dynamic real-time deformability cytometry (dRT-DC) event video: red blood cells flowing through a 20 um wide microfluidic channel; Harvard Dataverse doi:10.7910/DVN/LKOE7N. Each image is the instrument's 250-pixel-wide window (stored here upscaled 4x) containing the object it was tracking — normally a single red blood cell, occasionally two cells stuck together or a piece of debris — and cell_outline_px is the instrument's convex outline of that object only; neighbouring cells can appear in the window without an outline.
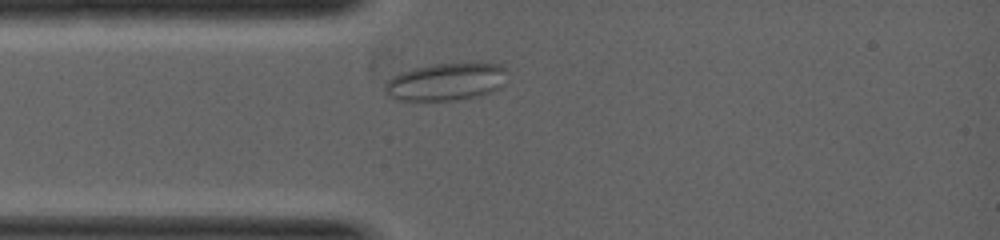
{"species": "common noctule bat (a hibernating species)", "species_latin": "Nyctalus noctula", "temperature_condition": "warm", "stored_images_in_passage": 9, "camera_frame_rate_fps": 5000, "um_per_image_px": 0.085, "animal": {"sex": "female", "body_mass_g": 19.0, "forearm_length_mm": 53.3}, "frame": {"image": 1, "passage_image": 4, "time_ms": 0.8, "image_size_px": [1000, 240], "cell_outline_px": [[504, 84], [500, 88], [492, 92], [480, 96], [456, 100], [396, 100], [388, 96], [384, 88], [384, 84], [392, 76], [412, 68], [432, 64], [500, 64], [504, 68]], "centroid_in_image_um": [37.87, 6.97], "position_along_channel_um": 47.1, "area_um2": 26.59}}
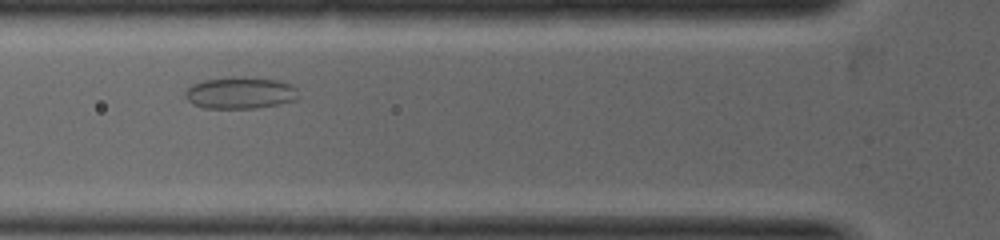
{"frame": {"image": 2, "passage_image": 7, "time_ms": 1.6, "image_size_px": [1000, 240], "cell_outline_px": [[296, 100], [256, 108], [204, 108], [192, 104], [184, 96], [184, 92], [192, 84], [204, 80], [240, 76], [244, 76], [276, 80], [288, 84], [296, 88]], "centroid_in_image_um": [20.36, 7.89], "position_along_channel_um": 105.4, "area_um2": 20.81}}
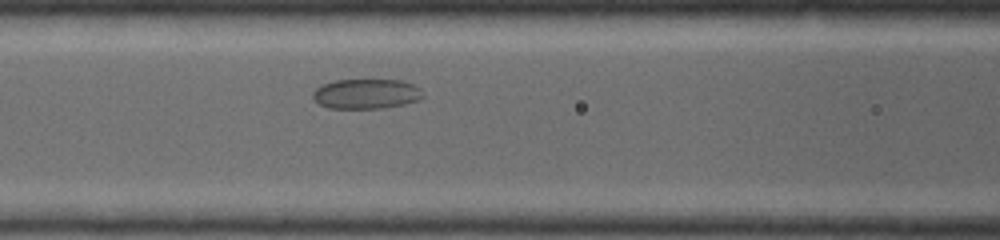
{"frame": {"image": 3, "passage_image": 9, "time_ms": 2.0, "image_size_px": [1000, 240], "cell_outline_px": [[424, 96], [420, 100], [404, 104], [380, 108], [328, 108], [320, 104], [312, 96], [312, 92], [320, 84], [336, 80], [400, 80], [412, 84], [420, 88]], "centroid_in_image_um": [31.12, 7.97], "position_along_channel_um": 135.5, "area_um2": 19.19}}